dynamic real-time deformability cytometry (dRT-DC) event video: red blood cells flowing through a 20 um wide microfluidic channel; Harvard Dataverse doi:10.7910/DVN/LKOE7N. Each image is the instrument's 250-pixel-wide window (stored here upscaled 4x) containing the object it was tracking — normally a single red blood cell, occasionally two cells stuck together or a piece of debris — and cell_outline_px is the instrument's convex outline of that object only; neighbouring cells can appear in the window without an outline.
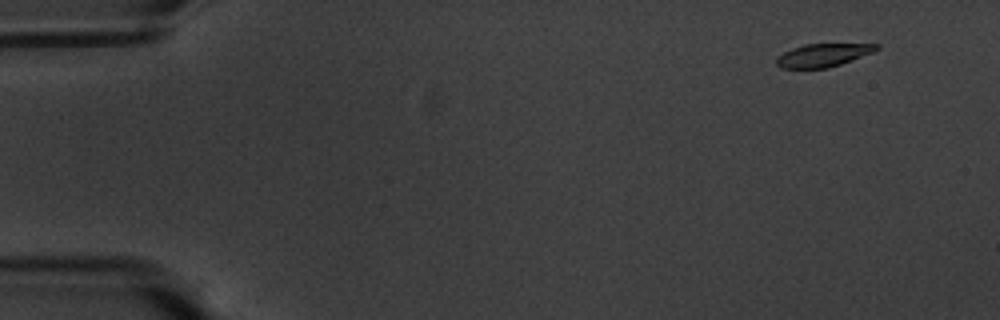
{"species": "common noctule bat (a hibernating species)", "species_latin": "Nyctalus noctula", "temperature_condition": "warm", "stored_images_in_passage": 59, "camera_frame_rate_fps": 3000, "um_per_image_px": 0.085, "animal": {"sex": "male", "body_mass_g": 20.1, "forearm_length_mm": 53.5}, "frame": {"image": 1, "passage_image": 5, "time_ms": 1.333, "image_size_px": [1000, 320], "cell_outline_px": [[880, 48], [872, 52], [840, 64], [828, 68], [780, 68], [776, 64], [776, 60], [784, 52], [792, 48], [804, 44], [880, 44]], "centroid_in_image_um": [69.95, 4.69], "position_along_channel_um": 15.1, "area_um2": 13.24}}
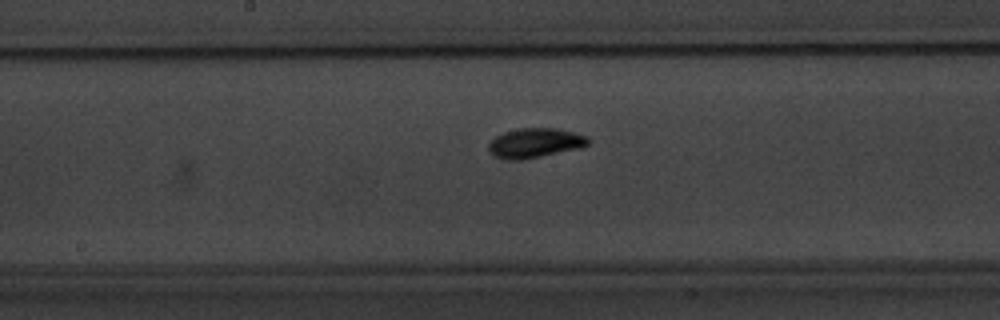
{"frame": {"image": 2, "passage_image": 31, "time_ms": 10.0, "image_size_px": [1000, 320], "cell_outline_px": [[592, 140], [588, 144], [580, 148], [520, 160], [504, 160], [492, 156], [488, 148], [488, 144], [496, 136], [504, 132], [520, 128], [556, 128], [588, 136]], "centroid_in_image_um": [45.46, 12.16], "position_along_channel_um": 202.7, "area_um2": 17.22}}
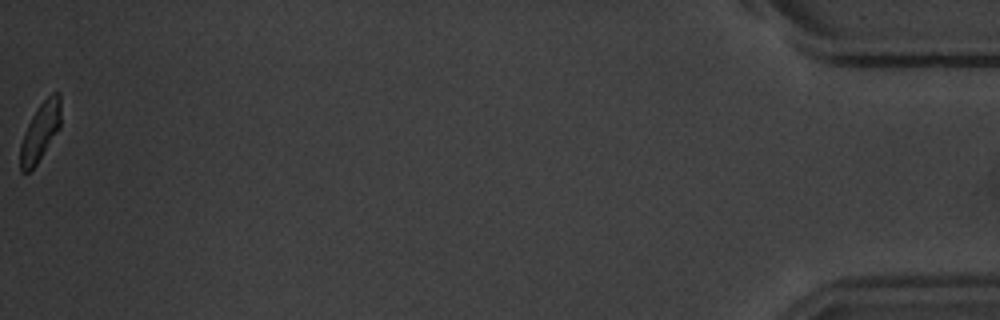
{"frame": {"image": 3, "passage_image": 59, "time_ms": 19.333, "image_size_px": [1000, 320], "cell_outline_px": [[60, 128], [36, 164], [28, 172], [20, 172], [20, 144], [24, 132], [36, 108], [52, 92], [60, 92]], "centroid_in_image_um": [3.41, 11.19], "position_along_channel_um": 431.8, "area_um2": 13.7}, "authors_computed_cell_mechanics": {"area_um2": 15.2014, "velocity_mm_per_s": 3.4826, "shape_relaxation_time_tau1_ms": 2.5424, "shape_relaxation_time_tau2_ms": 6.0127, "deformation_change_tau1": 0.1729, "deformation_change_tau2": 0.0819}}